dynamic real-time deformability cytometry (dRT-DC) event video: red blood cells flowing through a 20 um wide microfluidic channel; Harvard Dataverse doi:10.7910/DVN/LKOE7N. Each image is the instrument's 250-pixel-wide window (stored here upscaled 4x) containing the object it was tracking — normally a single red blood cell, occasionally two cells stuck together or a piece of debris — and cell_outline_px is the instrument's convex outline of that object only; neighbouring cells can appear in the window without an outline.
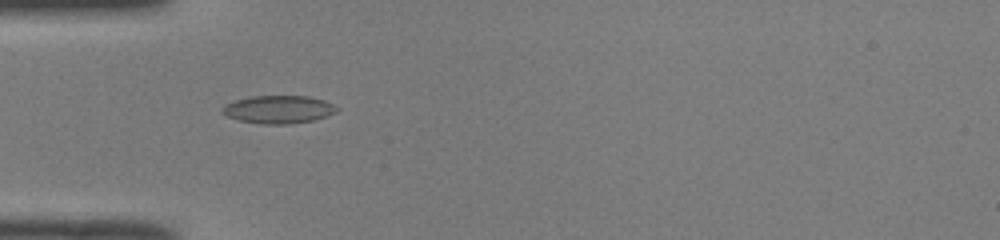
{"species": "common noctule bat (a hibernating species)", "species_latin": "Nyctalus noctula", "temperature_condition": "room temperature", "stored_images_in_passage": 26, "camera_frame_rate_fps": 3000, "um_per_image_px": 0.085, "animal": {"sex": "male", "body_mass_g": 19.0, "forearm_length_mm": 50.8}, "frame": {"image": 1, "passage_image": 1, "time_ms": 0.0, "image_size_px": [1000, 240], "cell_outline_px": [[340, 108], [336, 112], [312, 120], [288, 124], [260, 124], [240, 120], [228, 116], [220, 112], [224, 104], [236, 100], [252, 96], [308, 96], [324, 100]], "centroid_in_image_um": [23.65, 9.3], "position_along_channel_um": 61.3, "area_um2": 18.5}}
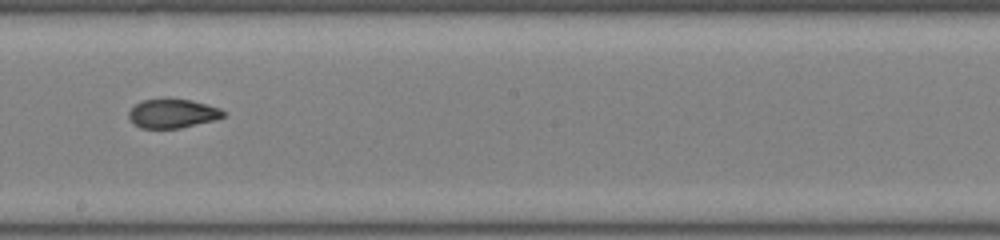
{"frame": {"image": 2, "passage_image": 14, "time_ms": 4.333, "image_size_px": [1000, 240], "cell_outline_px": [[224, 116], [216, 120], [180, 128], [140, 128], [128, 116], [128, 112], [136, 104], [144, 100], [168, 96], [192, 100], [208, 104], [220, 108], [224, 112]], "centroid_in_image_um": [14.69, 9.61], "position_along_channel_um": 233.5, "area_um2": 16.36}}
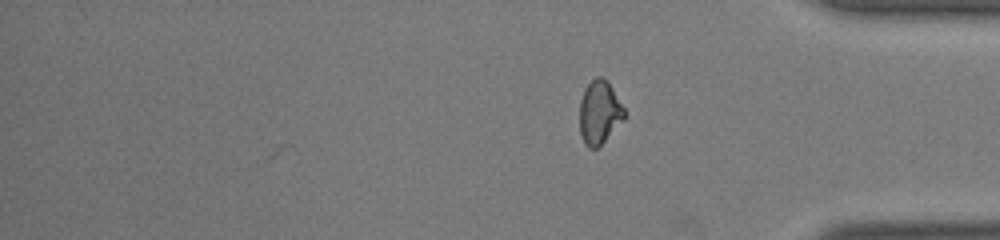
{"frame": {"image": 3, "passage_image": 26, "time_ms": 8.333, "image_size_px": [1000, 240], "cell_outline_px": [[624, 120], [596, 148], [588, 148], [584, 144], [580, 132], [580, 100], [584, 88], [596, 76], [604, 76], [608, 80], [624, 108]], "centroid_in_image_um": [50.94, 9.51], "position_along_channel_um": 384.3, "area_um2": 16.53}, "authors_computed_cell_mechanics": {"area_um2": 16.3285, "velocity_mm_per_s": 4.0356, "shape_relaxation_time_tau1_ms": 4.7199, "shape_relaxation_time_tau2_ms": 2.5772, "deformation_change_tau1": 0.161, "deformation_change_tau2": 0.0769}}